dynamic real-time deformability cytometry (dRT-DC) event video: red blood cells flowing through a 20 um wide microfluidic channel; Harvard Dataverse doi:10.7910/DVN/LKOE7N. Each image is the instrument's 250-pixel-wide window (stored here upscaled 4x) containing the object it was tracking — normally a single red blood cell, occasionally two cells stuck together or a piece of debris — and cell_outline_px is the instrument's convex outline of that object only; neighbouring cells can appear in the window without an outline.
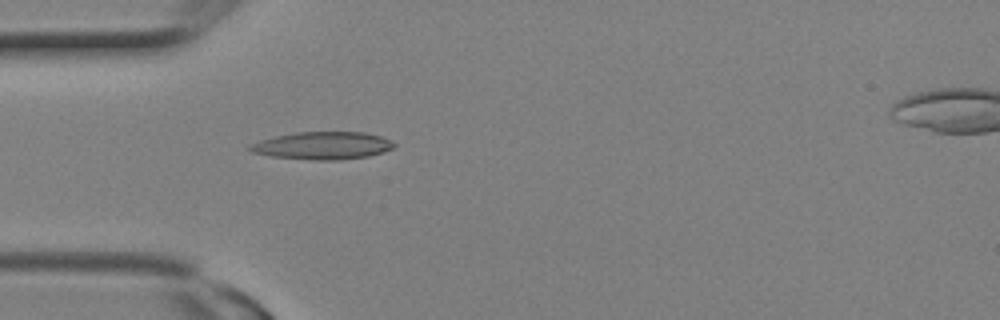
{"species": "Egyptian fruit bat (a non-hibernating species)", "species_latin": "Rousettus aegyptiacus", "temperature_condition": "room temperature", "stored_images_in_passage": 8, "camera_frame_rate_fps": 3000, "um_per_image_px": 0.085, "animal": {"sex": "female"}, "frame": {"image": 1, "passage_image": 8, "time_ms": 2.333, "image_size_px": [1000, 320], "cell_outline_px": [[396, 144], [392, 148], [384, 152], [368, 156], [340, 160], [312, 160], [272, 156], [252, 152], [248, 148], [248, 144], [260, 140], [276, 136], [296, 132], [364, 132], [380, 136]], "centroid_in_image_um": [27.4, 12.38], "position_along_channel_um": 57.6, "area_um2": 23.12}}